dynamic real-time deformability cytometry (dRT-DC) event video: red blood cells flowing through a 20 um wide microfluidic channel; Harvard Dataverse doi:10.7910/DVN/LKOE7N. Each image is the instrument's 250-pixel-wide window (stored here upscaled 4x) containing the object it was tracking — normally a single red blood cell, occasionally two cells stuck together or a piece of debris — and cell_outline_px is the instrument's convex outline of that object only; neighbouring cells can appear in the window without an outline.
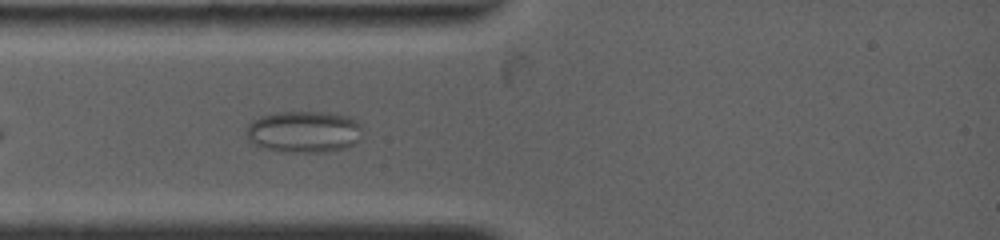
{"species": "common noctule bat (a hibernating species)", "species_latin": "Nyctalus noctula", "temperature_condition": "warm", "stored_images_in_passage": 3, "camera_frame_rate_fps": 4500, "um_per_image_px": 0.085, "animal": {"sex": "female", "body_mass_g": 19.0, "forearm_length_mm": 53.3}, "frame": {"image": 1, "passage_image": 3, "time_ms": 1.556, "image_size_px": [1000, 240], "cell_outline_px": [[360, 140], [348, 148], [328, 152], [280, 152], [260, 148], [248, 136], [248, 124], [252, 120], [260, 116], [276, 112], [332, 112], [348, 116], [356, 120], [360, 124]], "centroid_in_image_um": [25.87, 11.2], "position_along_channel_um": 59.1, "area_um2": 28.5}}